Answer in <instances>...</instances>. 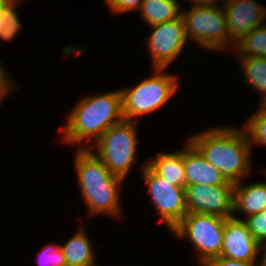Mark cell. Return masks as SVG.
Segmentation results:
<instances>
[{
	"instance_id": "1",
	"label": "cell",
	"mask_w": 266,
	"mask_h": 266,
	"mask_svg": "<svg viewBox=\"0 0 266 266\" xmlns=\"http://www.w3.org/2000/svg\"><path fill=\"white\" fill-rule=\"evenodd\" d=\"M123 119L120 88L83 95L70 109L66 124L58 128L62 133L59 139L63 144L77 145V149H90L103 133Z\"/></svg>"
},
{
	"instance_id": "2",
	"label": "cell",
	"mask_w": 266,
	"mask_h": 266,
	"mask_svg": "<svg viewBox=\"0 0 266 266\" xmlns=\"http://www.w3.org/2000/svg\"><path fill=\"white\" fill-rule=\"evenodd\" d=\"M188 139L228 181L241 182L252 174V147L243 127H209Z\"/></svg>"
},
{
	"instance_id": "3",
	"label": "cell",
	"mask_w": 266,
	"mask_h": 266,
	"mask_svg": "<svg viewBox=\"0 0 266 266\" xmlns=\"http://www.w3.org/2000/svg\"><path fill=\"white\" fill-rule=\"evenodd\" d=\"M73 159L78 190L85 203L88 218L106 215L120 219L123 216L120 189L125 180L111 174L89 148L76 149Z\"/></svg>"
},
{
	"instance_id": "4",
	"label": "cell",
	"mask_w": 266,
	"mask_h": 266,
	"mask_svg": "<svg viewBox=\"0 0 266 266\" xmlns=\"http://www.w3.org/2000/svg\"><path fill=\"white\" fill-rule=\"evenodd\" d=\"M166 70L153 68L152 74L138 84L120 88L125 120L139 122L147 114L161 109L179 91V76Z\"/></svg>"
},
{
	"instance_id": "5",
	"label": "cell",
	"mask_w": 266,
	"mask_h": 266,
	"mask_svg": "<svg viewBox=\"0 0 266 266\" xmlns=\"http://www.w3.org/2000/svg\"><path fill=\"white\" fill-rule=\"evenodd\" d=\"M139 122L125 120L111 126L90 147V150L106 165L111 174L123 180L132 172L138 155ZM96 147V148H95Z\"/></svg>"
},
{
	"instance_id": "6",
	"label": "cell",
	"mask_w": 266,
	"mask_h": 266,
	"mask_svg": "<svg viewBox=\"0 0 266 266\" xmlns=\"http://www.w3.org/2000/svg\"><path fill=\"white\" fill-rule=\"evenodd\" d=\"M225 221L216 215L187 213L171 231L178 240H190L197 265L206 266L221 255Z\"/></svg>"
},
{
	"instance_id": "7",
	"label": "cell",
	"mask_w": 266,
	"mask_h": 266,
	"mask_svg": "<svg viewBox=\"0 0 266 266\" xmlns=\"http://www.w3.org/2000/svg\"><path fill=\"white\" fill-rule=\"evenodd\" d=\"M181 17L189 42L195 43L205 52L229 51V34L222 4L192 6L188 10L182 8Z\"/></svg>"
},
{
	"instance_id": "8",
	"label": "cell",
	"mask_w": 266,
	"mask_h": 266,
	"mask_svg": "<svg viewBox=\"0 0 266 266\" xmlns=\"http://www.w3.org/2000/svg\"><path fill=\"white\" fill-rule=\"evenodd\" d=\"M138 168L157 216L171 231L188 213L185 189L159 176L147 161L141 162Z\"/></svg>"
},
{
	"instance_id": "9",
	"label": "cell",
	"mask_w": 266,
	"mask_h": 266,
	"mask_svg": "<svg viewBox=\"0 0 266 266\" xmlns=\"http://www.w3.org/2000/svg\"><path fill=\"white\" fill-rule=\"evenodd\" d=\"M149 27L151 33L147 35L144 46L146 45L148 50L151 67L168 69L188 44L183 18L180 15L173 20Z\"/></svg>"
},
{
	"instance_id": "10",
	"label": "cell",
	"mask_w": 266,
	"mask_h": 266,
	"mask_svg": "<svg viewBox=\"0 0 266 266\" xmlns=\"http://www.w3.org/2000/svg\"><path fill=\"white\" fill-rule=\"evenodd\" d=\"M235 183L228 181L218 186L188 185L185 202L188 213H203L230 218L233 215Z\"/></svg>"
},
{
	"instance_id": "11",
	"label": "cell",
	"mask_w": 266,
	"mask_h": 266,
	"mask_svg": "<svg viewBox=\"0 0 266 266\" xmlns=\"http://www.w3.org/2000/svg\"><path fill=\"white\" fill-rule=\"evenodd\" d=\"M222 3L232 52L237 41L266 22V6L256 0H223Z\"/></svg>"
},
{
	"instance_id": "12",
	"label": "cell",
	"mask_w": 266,
	"mask_h": 266,
	"mask_svg": "<svg viewBox=\"0 0 266 266\" xmlns=\"http://www.w3.org/2000/svg\"><path fill=\"white\" fill-rule=\"evenodd\" d=\"M221 257L242 261L262 262V246L255 240L243 220L226 218ZM259 259V261H258Z\"/></svg>"
},
{
	"instance_id": "13",
	"label": "cell",
	"mask_w": 266,
	"mask_h": 266,
	"mask_svg": "<svg viewBox=\"0 0 266 266\" xmlns=\"http://www.w3.org/2000/svg\"><path fill=\"white\" fill-rule=\"evenodd\" d=\"M184 144L183 161L186 174V186L196 184L218 186L228 182L225 176L211 165L188 139Z\"/></svg>"
},
{
	"instance_id": "14",
	"label": "cell",
	"mask_w": 266,
	"mask_h": 266,
	"mask_svg": "<svg viewBox=\"0 0 266 266\" xmlns=\"http://www.w3.org/2000/svg\"><path fill=\"white\" fill-rule=\"evenodd\" d=\"M260 169L264 176L266 168ZM241 182L235 183L234 202L232 217L243 220L248 216L261 213L266 207V181H255L247 184ZM242 214L244 217H239ZM238 215V216H237Z\"/></svg>"
},
{
	"instance_id": "15",
	"label": "cell",
	"mask_w": 266,
	"mask_h": 266,
	"mask_svg": "<svg viewBox=\"0 0 266 266\" xmlns=\"http://www.w3.org/2000/svg\"><path fill=\"white\" fill-rule=\"evenodd\" d=\"M82 224L78 230L61 246L66 259V266H99L97 263L93 240H90L88 232Z\"/></svg>"
},
{
	"instance_id": "16",
	"label": "cell",
	"mask_w": 266,
	"mask_h": 266,
	"mask_svg": "<svg viewBox=\"0 0 266 266\" xmlns=\"http://www.w3.org/2000/svg\"><path fill=\"white\" fill-rule=\"evenodd\" d=\"M184 148L175 151H160L155 157H150L147 164L170 184L186 187V174L184 167Z\"/></svg>"
},
{
	"instance_id": "17",
	"label": "cell",
	"mask_w": 266,
	"mask_h": 266,
	"mask_svg": "<svg viewBox=\"0 0 266 266\" xmlns=\"http://www.w3.org/2000/svg\"><path fill=\"white\" fill-rule=\"evenodd\" d=\"M179 0H143L139 15L148 27L173 20L181 15Z\"/></svg>"
},
{
	"instance_id": "18",
	"label": "cell",
	"mask_w": 266,
	"mask_h": 266,
	"mask_svg": "<svg viewBox=\"0 0 266 266\" xmlns=\"http://www.w3.org/2000/svg\"><path fill=\"white\" fill-rule=\"evenodd\" d=\"M237 60L247 86L261 95L258 104H266V58L243 57Z\"/></svg>"
},
{
	"instance_id": "19",
	"label": "cell",
	"mask_w": 266,
	"mask_h": 266,
	"mask_svg": "<svg viewBox=\"0 0 266 266\" xmlns=\"http://www.w3.org/2000/svg\"><path fill=\"white\" fill-rule=\"evenodd\" d=\"M232 55L238 56L236 58H266V22L254 28L249 34L237 41L234 45Z\"/></svg>"
},
{
	"instance_id": "20",
	"label": "cell",
	"mask_w": 266,
	"mask_h": 266,
	"mask_svg": "<svg viewBox=\"0 0 266 266\" xmlns=\"http://www.w3.org/2000/svg\"><path fill=\"white\" fill-rule=\"evenodd\" d=\"M23 0H0V14L2 15V29L0 30V39L6 42L15 41L23 29L19 12Z\"/></svg>"
},
{
	"instance_id": "21",
	"label": "cell",
	"mask_w": 266,
	"mask_h": 266,
	"mask_svg": "<svg viewBox=\"0 0 266 266\" xmlns=\"http://www.w3.org/2000/svg\"><path fill=\"white\" fill-rule=\"evenodd\" d=\"M253 113L242 126L248 135L252 150L255 146H266V104H258V110Z\"/></svg>"
},
{
	"instance_id": "22",
	"label": "cell",
	"mask_w": 266,
	"mask_h": 266,
	"mask_svg": "<svg viewBox=\"0 0 266 266\" xmlns=\"http://www.w3.org/2000/svg\"><path fill=\"white\" fill-rule=\"evenodd\" d=\"M38 266H66V259L59 243L44 245L37 253Z\"/></svg>"
},
{
	"instance_id": "23",
	"label": "cell",
	"mask_w": 266,
	"mask_h": 266,
	"mask_svg": "<svg viewBox=\"0 0 266 266\" xmlns=\"http://www.w3.org/2000/svg\"><path fill=\"white\" fill-rule=\"evenodd\" d=\"M255 240L262 246H266V207L258 214L243 219Z\"/></svg>"
},
{
	"instance_id": "24",
	"label": "cell",
	"mask_w": 266,
	"mask_h": 266,
	"mask_svg": "<svg viewBox=\"0 0 266 266\" xmlns=\"http://www.w3.org/2000/svg\"><path fill=\"white\" fill-rule=\"evenodd\" d=\"M3 63L0 55V107L3 101L11 96L12 92L14 93L18 90V84L13 81L14 78L10 76V72H7L6 65H3Z\"/></svg>"
},
{
	"instance_id": "25",
	"label": "cell",
	"mask_w": 266,
	"mask_h": 266,
	"mask_svg": "<svg viewBox=\"0 0 266 266\" xmlns=\"http://www.w3.org/2000/svg\"><path fill=\"white\" fill-rule=\"evenodd\" d=\"M143 0H110L106 6L111 15H121L140 10Z\"/></svg>"
},
{
	"instance_id": "26",
	"label": "cell",
	"mask_w": 266,
	"mask_h": 266,
	"mask_svg": "<svg viewBox=\"0 0 266 266\" xmlns=\"http://www.w3.org/2000/svg\"><path fill=\"white\" fill-rule=\"evenodd\" d=\"M206 266H263L262 262H242L226 257H216L212 259Z\"/></svg>"
},
{
	"instance_id": "27",
	"label": "cell",
	"mask_w": 266,
	"mask_h": 266,
	"mask_svg": "<svg viewBox=\"0 0 266 266\" xmlns=\"http://www.w3.org/2000/svg\"><path fill=\"white\" fill-rule=\"evenodd\" d=\"M184 2H188L190 7L192 6H211L216 4H221L223 0H186Z\"/></svg>"
},
{
	"instance_id": "28",
	"label": "cell",
	"mask_w": 266,
	"mask_h": 266,
	"mask_svg": "<svg viewBox=\"0 0 266 266\" xmlns=\"http://www.w3.org/2000/svg\"><path fill=\"white\" fill-rule=\"evenodd\" d=\"M261 260H262L263 266H266V246L262 247Z\"/></svg>"
},
{
	"instance_id": "29",
	"label": "cell",
	"mask_w": 266,
	"mask_h": 266,
	"mask_svg": "<svg viewBox=\"0 0 266 266\" xmlns=\"http://www.w3.org/2000/svg\"><path fill=\"white\" fill-rule=\"evenodd\" d=\"M1 14H0V30L2 29V18H1Z\"/></svg>"
},
{
	"instance_id": "30",
	"label": "cell",
	"mask_w": 266,
	"mask_h": 266,
	"mask_svg": "<svg viewBox=\"0 0 266 266\" xmlns=\"http://www.w3.org/2000/svg\"><path fill=\"white\" fill-rule=\"evenodd\" d=\"M110 0H104L103 2L105 3L104 5H106Z\"/></svg>"
}]
</instances>
